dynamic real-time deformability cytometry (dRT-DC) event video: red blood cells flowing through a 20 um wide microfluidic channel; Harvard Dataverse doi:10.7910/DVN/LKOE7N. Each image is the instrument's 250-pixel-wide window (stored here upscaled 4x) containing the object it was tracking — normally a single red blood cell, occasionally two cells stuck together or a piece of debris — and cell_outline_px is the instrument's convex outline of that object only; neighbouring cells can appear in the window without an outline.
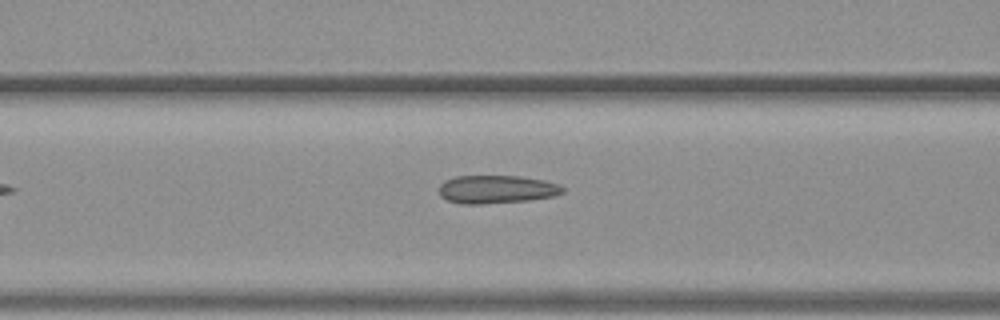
{"species": "common noctule bat (a hibernating species)", "species_latin": "Nyctalus noctula", "temperature_condition": "warm", "stored_images_in_passage": 7, "camera_frame_rate_fps": 3000, "um_per_image_px": 0.085, "animal": {"sex": "female", "body_mass_g": 19.3, "forearm_length_mm": 54.1}, "frame": {"image": 1, "passage_image": 5, "time_ms": 1.333, "image_size_px": [1000, 320], "cell_outline_px": [[564, 192], [552, 196], [528, 200], [484, 204], [460, 204], [448, 200], [440, 196], [440, 184], [444, 180], [456, 176], [520, 176], [544, 180], [560, 184], [564, 188]], "centroid_in_image_um": [42.2, 16.09], "position_along_channel_um": 124.4, "area_um2": 20.35}}